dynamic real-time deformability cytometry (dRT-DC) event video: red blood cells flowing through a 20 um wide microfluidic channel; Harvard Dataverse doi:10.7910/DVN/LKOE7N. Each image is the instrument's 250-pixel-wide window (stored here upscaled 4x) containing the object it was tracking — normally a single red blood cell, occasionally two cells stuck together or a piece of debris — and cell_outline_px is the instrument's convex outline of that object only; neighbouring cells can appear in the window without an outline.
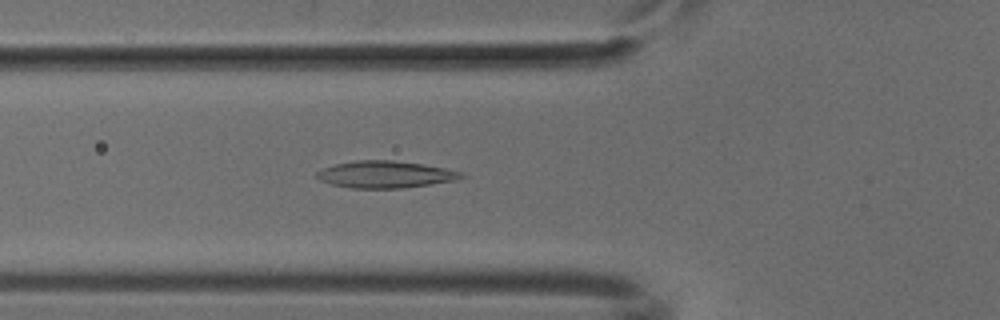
{"species": "common noctule bat (a hibernating species)", "species_latin": "Nyctalus noctula", "temperature_condition": "cold", "stored_images_in_passage": 52, "camera_frame_rate_fps": 3000, "um_per_image_px": 0.085, "animal": {"sex": "male", "body_mass_g": 18.8}, "frame": {"image": 1, "passage_image": 19, "time_ms": 6.0, "image_size_px": [1000, 320], "cell_outline_px": [[464, 176], [456, 180], [404, 188], [348, 188], [332, 184], [320, 180], [316, 176], [316, 172], [324, 168], [336, 164], [356, 160], [392, 160], [424, 164], [444, 168], [460, 172]], "centroid_in_image_um": [32.73, 14.83], "position_along_channel_um": 93.1, "area_um2": 22.54}}
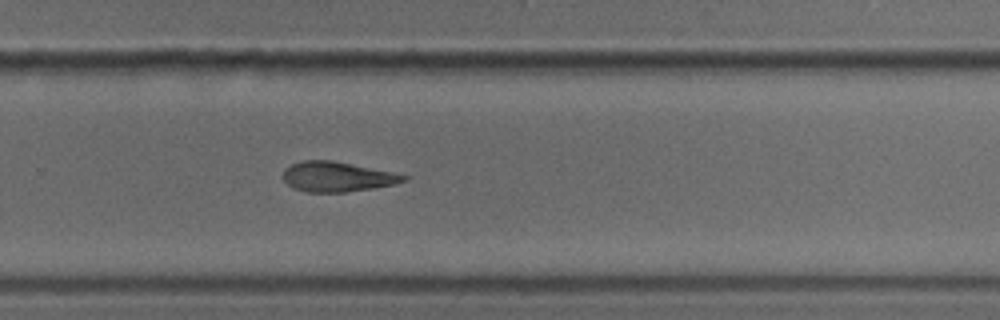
{"frame": {"image": 2, "passage_image": 35, "time_ms": 11.333, "image_size_px": [1000, 320], "cell_outline_px": [[408, 180], [392, 184], [372, 188], [344, 192], [308, 192], [292, 188], [284, 180], [284, 168], [292, 164], [304, 160], [332, 160], [392, 172], [408, 176]], "centroid_in_image_um": [28.63, 15.02], "position_along_channel_um": 301.2, "area_um2": 20.81}}
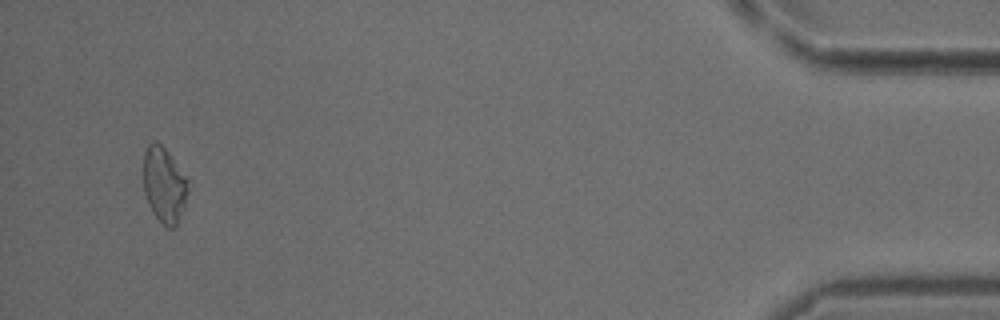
{"frame": {"image": 3, "passage_image": 50, "time_ms": 16.333, "image_size_px": [1000, 320], "cell_outline_px": [[188, 192], [184, 208], [176, 224], [172, 228], [168, 228], [152, 212], [144, 192], [144, 152], [148, 144], [152, 140], [156, 140], [168, 152], [188, 180]], "centroid_in_image_um": [13.95, 15.69], "position_along_channel_um": 421.2, "area_um2": 19.42}}